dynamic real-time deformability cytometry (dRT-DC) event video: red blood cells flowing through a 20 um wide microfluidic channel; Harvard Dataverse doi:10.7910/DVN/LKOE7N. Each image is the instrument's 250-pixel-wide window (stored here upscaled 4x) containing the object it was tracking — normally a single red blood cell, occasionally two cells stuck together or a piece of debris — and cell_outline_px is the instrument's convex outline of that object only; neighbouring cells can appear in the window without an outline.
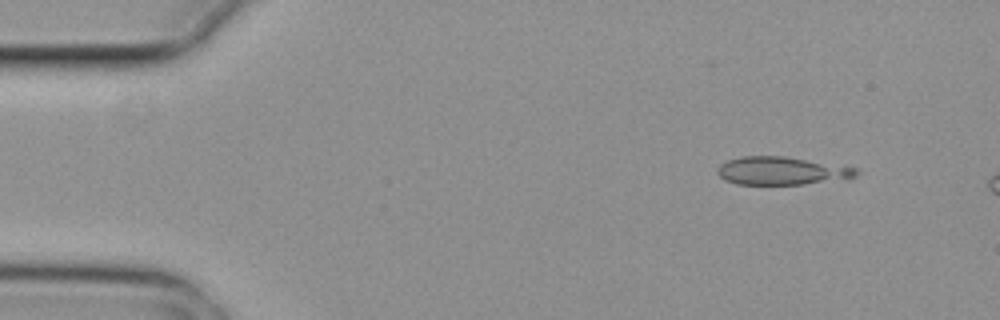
{"species": "common noctule bat (a hibernating species)", "species_latin": "Nyctalus noctula", "temperature_condition": "cold", "stored_images_in_passage": 4, "camera_frame_rate_fps": 3000, "um_per_image_px": 0.085, "animal": {"sex": "female", "body_mass_g": 29.2, "forearm_length_mm": 56.3}, "frame": {"image": 1, "passage_image": 2, "time_ms": 0.333, "image_size_px": [1000, 320], "cell_outline_px": [[856, 176], [848, 180], [804, 184], [736, 184], [724, 180], [716, 172], [716, 168], [720, 164], [728, 160], [740, 156], [784, 156], [856, 168]], "centroid_in_image_um": [66.42, 14.53], "position_along_channel_um": 18.6, "area_um2": 22.77}}